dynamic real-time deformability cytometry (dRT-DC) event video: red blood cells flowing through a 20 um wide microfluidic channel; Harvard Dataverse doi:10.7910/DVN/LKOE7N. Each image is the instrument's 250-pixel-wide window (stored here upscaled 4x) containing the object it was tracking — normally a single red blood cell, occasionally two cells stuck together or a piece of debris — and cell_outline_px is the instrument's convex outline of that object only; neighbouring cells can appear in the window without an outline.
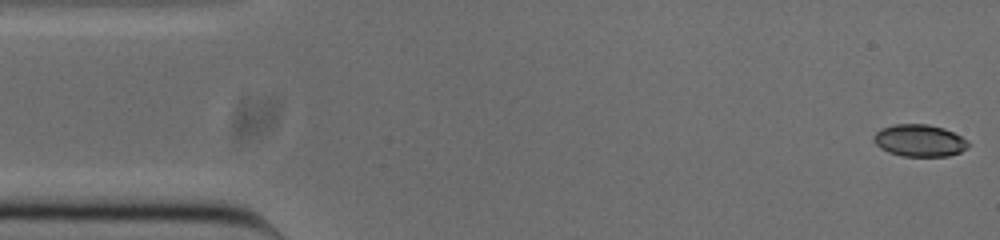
{"species": "common noctule bat (a hibernating species)", "species_latin": "Nyctalus noctula", "temperature_condition": "cold", "stored_images_in_passage": 52, "camera_frame_rate_fps": 3000, "um_per_image_px": 0.085, "animal": {"sex": "male", "body_mass_g": 20.0, "forearm_length_mm": 53.3}, "frame": {"image": 1, "passage_image": 1, "time_ms": 0.0, "image_size_px": [1000, 240], "cell_outline_px": [[968, 148], [960, 152], [948, 156], [904, 156], [888, 152], [880, 148], [872, 140], [872, 136], [880, 128], [896, 124], [928, 124], [944, 128], [968, 140]], "centroid_in_image_um": [78.13, 11.94], "position_along_channel_um": 6.9, "area_um2": 17.74}}
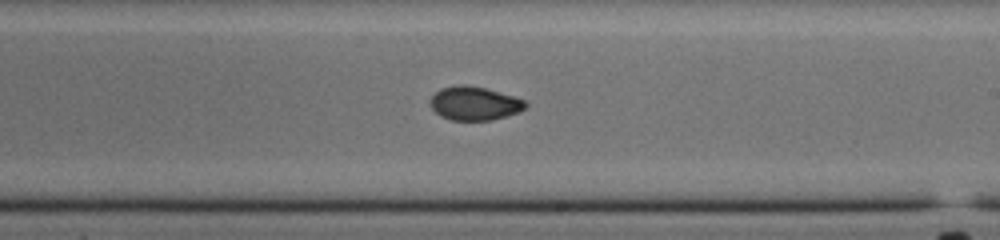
{"frame": {"image": 2, "passage_image": 29, "time_ms": 9.333, "image_size_px": [1000, 240], "cell_outline_px": [[528, 104], [520, 112], [492, 120], [452, 120], [440, 116], [432, 108], [428, 100], [440, 88], [456, 84], [468, 84], [484, 88], [512, 96], [524, 100]], "centroid_in_image_um": [40.29, 8.78], "position_along_channel_um": 248.7, "area_um2": 18.73}}
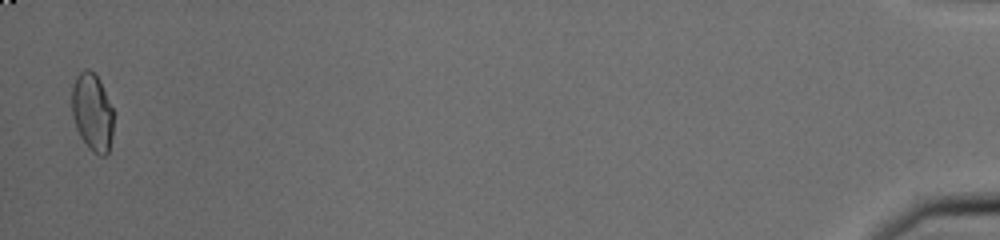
{"frame": {"image": 3, "passage_image": 51, "time_ms": 16.667, "image_size_px": [1000, 240], "cell_outline_px": [[112, 136], [108, 152], [104, 156], [100, 156], [92, 152], [88, 148], [80, 136], [76, 128], [72, 116], [72, 88], [76, 76], [84, 68], [88, 68], [96, 72], [100, 80], [112, 108]], "centroid_in_image_um": [7.83, 9.52], "position_along_channel_um": 427.4, "area_um2": 19.02}, "authors_computed_cell_mechanics": {"area_um2": 18.6116, "velocity_mm_per_s": 3.8603, "shape_relaxation_time_tau1_ms": null, "shape_relaxation_time_tau2_ms": 1.5344, "deformation_change_tau1": null, "deformation_change_tau2": 0.0388}}